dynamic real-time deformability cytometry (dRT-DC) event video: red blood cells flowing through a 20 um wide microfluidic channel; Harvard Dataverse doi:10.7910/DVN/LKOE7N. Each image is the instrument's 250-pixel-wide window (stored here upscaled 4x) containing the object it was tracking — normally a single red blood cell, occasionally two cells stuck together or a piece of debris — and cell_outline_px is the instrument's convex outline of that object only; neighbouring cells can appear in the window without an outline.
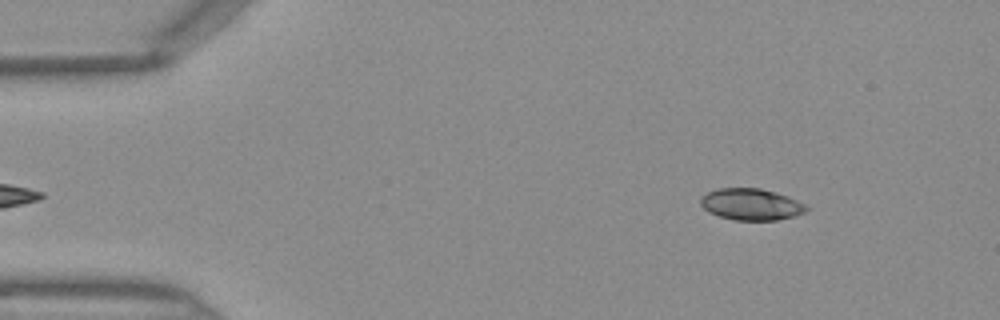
{"species": "Egyptian fruit bat (a non-hibernating species)", "species_latin": "Rousettus aegyptiacus", "temperature_condition": "warm", "stored_images_in_passage": 44, "camera_frame_rate_fps": 3000, "um_per_image_px": 0.085, "frame": {"image": 1, "passage_image": 3, "time_ms": 0.667, "image_size_px": [1000, 320], "cell_outline_px": [[808, 208], [804, 212], [792, 216], [776, 220], [736, 220], [720, 216], [708, 212], [700, 204], [700, 196], [716, 188], [760, 188], [776, 192], [788, 196], [804, 204]], "centroid_in_image_um": [63.8, 17.35], "position_along_channel_um": 21.2, "area_um2": 19.36}}
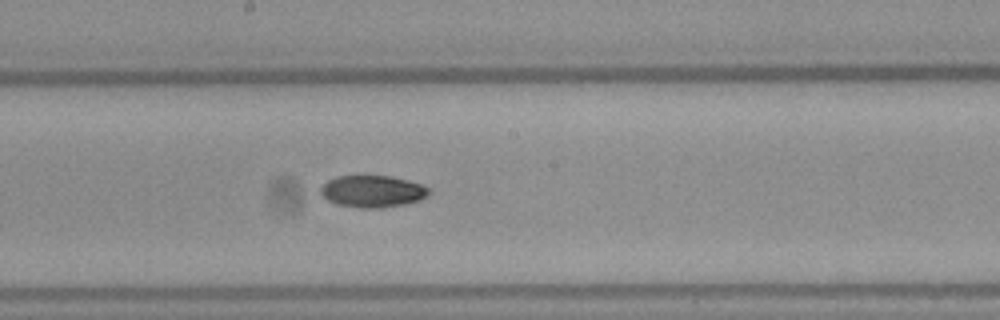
{"frame": {"image": 2, "passage_image": 22, "time_ms": 7.0, "image_size_px": [1000, 320], "cell_outline_px": [[432, 192], [428, 196], [420, 200], [404, 204], [380, 208], [360, 208], [336, 204], [328, 200], [320, 192], [320, 188], [328, 180], [336, 176], [392, 176], [408, 180], [432, 188]], "centroid_in_image_um": [31.71, 16.26], "position_along_channel_um": 216.5, "area_um2": 20.29}}
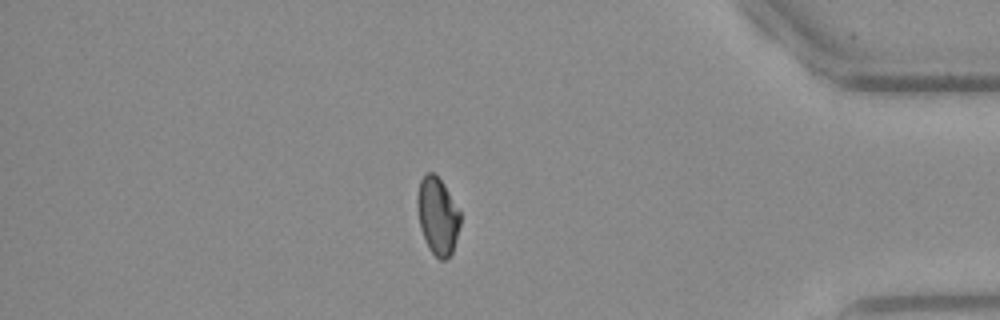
{"frame": {"image": 3, "passage_image": 37, "time_ms": 12.0, "image_size_px": [1000, 320], "cell_outline_px": [[460, 224], [452, 252], [444, 260], [440, 260], [428, 248], [424, 240], [420, 228], [416, 208], [416, 196], [420, 180], [428, 172], [432, 172], [444, 184], [460, 212]], "centroid_in_image_um": [37.16, 18.35], "position_along_channel_um": 398.0, "area_um2": 19.31}}